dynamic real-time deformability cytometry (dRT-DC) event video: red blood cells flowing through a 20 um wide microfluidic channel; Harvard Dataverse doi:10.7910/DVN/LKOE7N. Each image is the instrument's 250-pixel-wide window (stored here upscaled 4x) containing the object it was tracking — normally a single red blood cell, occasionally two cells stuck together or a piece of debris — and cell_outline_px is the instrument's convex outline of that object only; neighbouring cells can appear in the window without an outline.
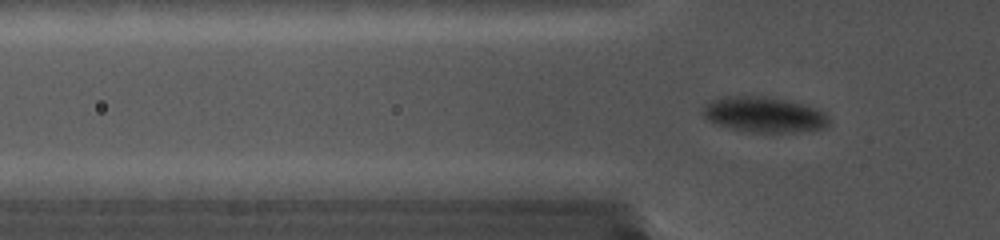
{"species": "common noctule bat (a hibernating species)", "species_latin": "Nyctalus noctula", "temperature_condition": "cold", "stored_images_in_passage": 71, "camera_frame_rate_fps": 5000, "um_per_image_px": 0.085, "animal": {"sex": "female", "body_mass_g": 19.0, "forearm_length_mm": 56.7}, "frame": {"image": 1, "passage_image": 29, "time_ms": 5.6, "image_size_px": [1000, 240], "cell_outline_px": [[832, 124], [828, 128], [792, 132], [752, 132], [732, 128], [716, 124], [708, 120], [700, 112], [704, 104], [712, 100], [736, 96], [760, 96], [784, 100], [820, 108], [832, 120]], "centroid_in_image_um": [65.01, 9.75], "position_along_channel_um": 60.8, "area_um2": 26.13}}
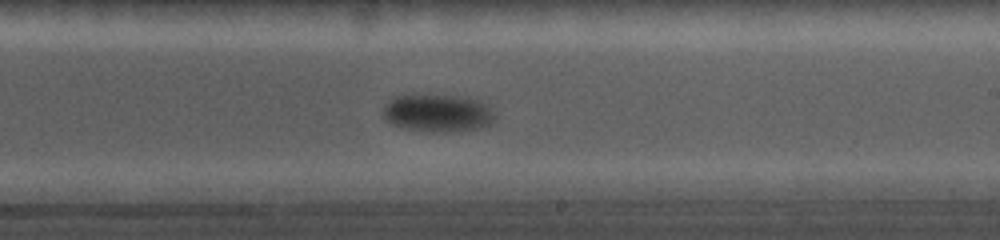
{"frame": {"image": 2, "passage_image": 56, "time_ms": 11.0, "image_size_px": [1000, 240], "cell_outline_px": [[496, 116], [488, 124], [480, 128], [448, 132], [424, 132], [392, 124], [384, 120], [384, 104], [388, 100], [404, 92], [424, 92], [460, 96], [480, 100], [496, 112]], "centroid_in_image_um": [37.15, 9.55], "position_along_channel_um": 251.8, "area_um2": 25.61}}
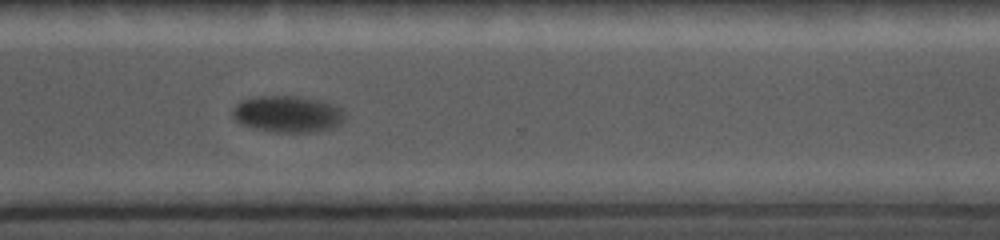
{"frame": {"image": 3, "passage_image": 69, "time_ms": 13.6, "image_size_px": [1000, 240], "cell_outline_px": [[344, 120], [340, 124], [332, 128], [308, 132], [272, 132], [240, 124], [232, 116], [232, 108], [240, 100], [252, 96], [296, 96], [320, 100], [332, 104], [340, 108], [344, 112]], "centroid_in_image_um": [24.41, 9.68], "position_along_channel_um": 346.2, "area_um2": 24.04}}